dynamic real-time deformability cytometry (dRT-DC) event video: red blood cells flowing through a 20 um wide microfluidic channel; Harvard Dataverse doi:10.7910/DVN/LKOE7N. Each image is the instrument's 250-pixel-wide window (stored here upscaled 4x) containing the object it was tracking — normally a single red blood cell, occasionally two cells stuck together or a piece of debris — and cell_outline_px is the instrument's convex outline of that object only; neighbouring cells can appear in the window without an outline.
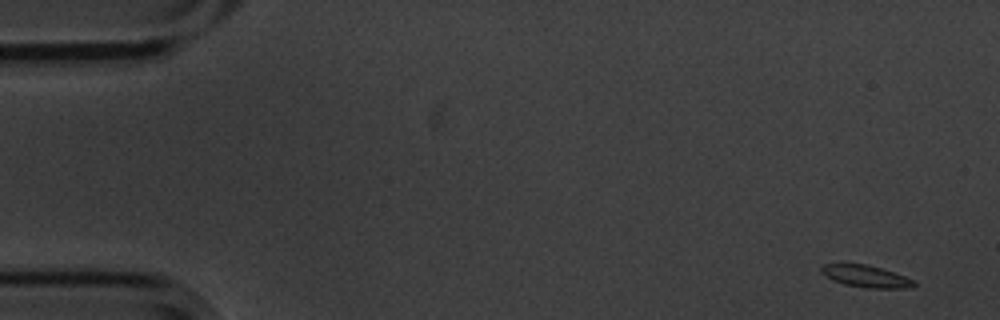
{"species": "common noctule bat (a hibernating species)", "species_latin": "Nyctalus noctula", "temperature_condition": "cold", "stored_images_in_passage": 54, "camera_frame_rate_fps": 3000, "um_per_image_px": 0.085, "animal": {"sex": "male", "body_mass_g": 20.1, "forearm_length_mm": 53.5}, "frame": {"image": 1, "passage_image": 1, "time_ms": 0.0, "image_size_px": [1000, 320], "cell_outline_px": [[916, 284], [912, 288], [864, 288], [844, 284], [832, 280], [824, 276], [820, 272], [820, 268], [824, 264], [868, 264], [916, 280]], "centroid_in_image_um": [73.6, 23.49], "position_along_channel_um": 11.4, "area_um2": 11.96}}
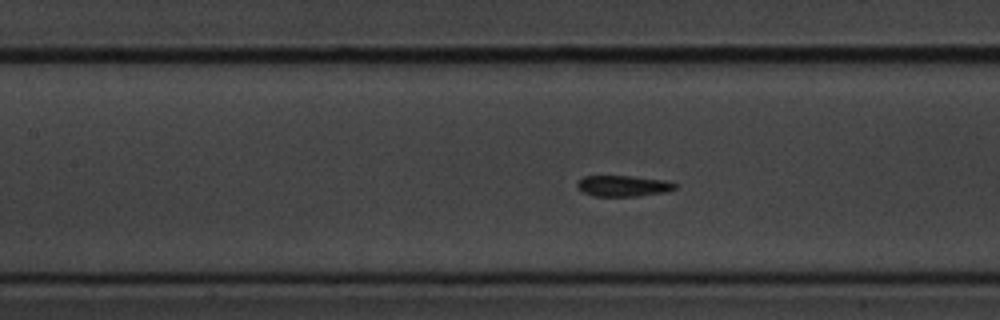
{"frame": {"image": 2, "passage_image": 23, "time_ms": 7.333, "image_size_px": [1000, 320], "cell_outline_px": [[676, 188], [664, 192], [636, 196], [592, 196], [584, 192], [576, 184], [584, 176], [632, 176], [664, 180], [676, 184]], "centroid_in_image_um": [52.97, 15.8], "position_along_channel_um": 154.4, "area_um2": 11.73}}
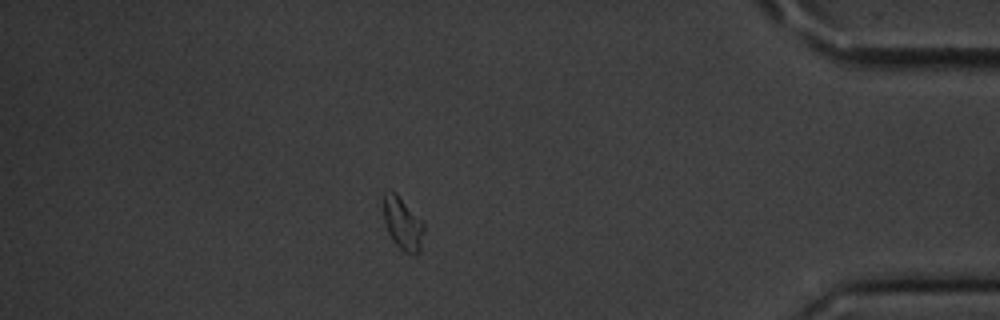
{"frame": {"image": 3, "passage_image": 47, "time_ms": 15.333, "image_size_px": [1000, 320], "cell_outline_px": [[424, 228], [420, 252], [404, 252], [392, 240], [388, 232], [384, 220], [384, 192], [396, 192], [424, 224]], "centroid_in_image_um": [34.22, 19.0], "position_along_channel_um": 401.0, "area_um2": 12.02}, "authors_computed_cell_mechanics": {"area_um2": 12.1669, "velocity_mm_per_s": 3.5772, "shape_relaxation_time_tau1_ms": 4.4474, "shape_relaxation_time_tau2_ms": null, "deformation_change_tau1": 0.0975, "deformation_change_tau2": null}}